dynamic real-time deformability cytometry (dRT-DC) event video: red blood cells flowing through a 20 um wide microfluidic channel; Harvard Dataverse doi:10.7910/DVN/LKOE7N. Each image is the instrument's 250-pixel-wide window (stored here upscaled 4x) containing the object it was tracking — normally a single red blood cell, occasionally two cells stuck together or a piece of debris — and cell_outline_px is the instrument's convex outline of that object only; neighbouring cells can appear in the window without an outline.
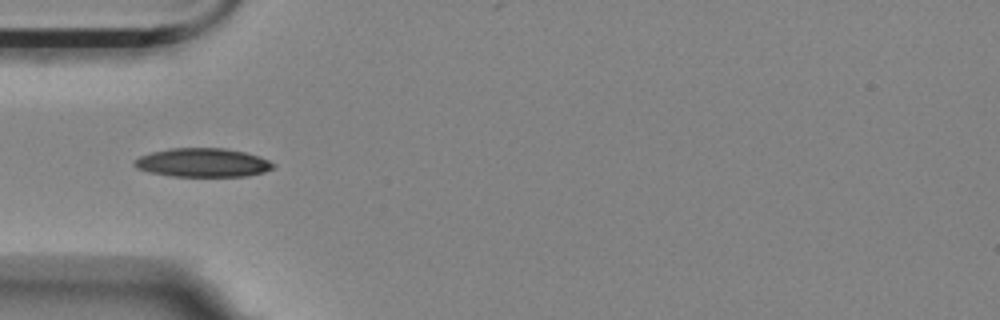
{"species": "Egyptian fruit bat (a non-hibernating species)", "species_latin": "Rousettus aegyptiacus", "temperature_condition": "room temperature", "stored_images_in_passage": 3, "camera_frame_rate_fps": 3000, "um_per_image_px": 0.085, "animal": {"sex": "female"}, "frame": {"image": 1, "passage_image": 1, "time_ms": 0.0, "image_size_px": [1000, 320], "cell_outline_px": [[276, 168], [264, 172], [244, 176], [172, 176], [148, 172], [136, 168], [132, 164], [132, 160], [140, 156], [152, 152], [168, 148], [224, 148], [244, 152], [260, 156], [276, 164]], "centroid_in_image_um": [17.22, 13.82], "position_along_channel_um": 67.8, "area_um2": 23.47}}